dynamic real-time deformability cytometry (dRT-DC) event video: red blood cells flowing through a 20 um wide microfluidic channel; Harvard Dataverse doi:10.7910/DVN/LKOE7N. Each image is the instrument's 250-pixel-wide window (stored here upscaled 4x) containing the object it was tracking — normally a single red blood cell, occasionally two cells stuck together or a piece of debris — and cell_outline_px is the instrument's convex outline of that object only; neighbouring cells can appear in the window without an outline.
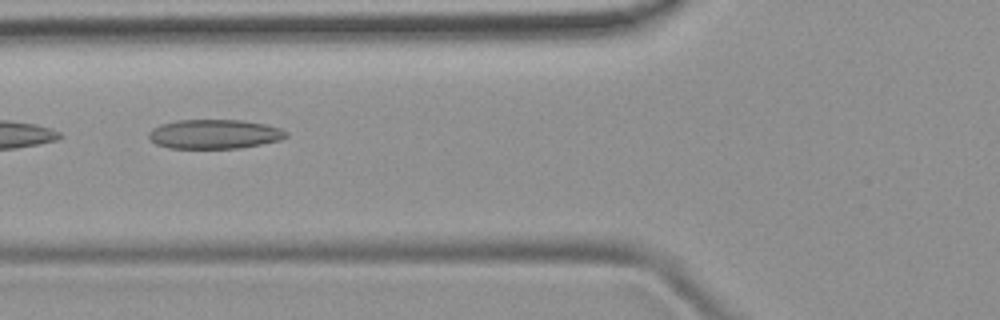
{"species": "common noctule bat (a hibernating species)", "species_latin": "Nyctalus noctula", "temperature_condition": "room temperature", "stored_images_in_passage": 3, "camera_frame_rate_fps": 3000, "um_per_image_px": 0.085, "animal": {"sex": "female", "body_mass_g": 19.9}, "frame": {"image": 1, "passage_image": 2, "time_ms": 1.0, "image_size_px": [1000, 320], "cell_outline_px": [[288, 136], [280, 140], [240, 148], [168, 148], [156, 144], [148, 136], [148, 132], [152, 128], [160, 124], [176, 120], [240, 120], [264, 124], [280, 128], [288, 132]], "centroid_in_image_um": [18.21, 11.4], "position_along_channel_um": 107.6, "area_um2": 23.47}}
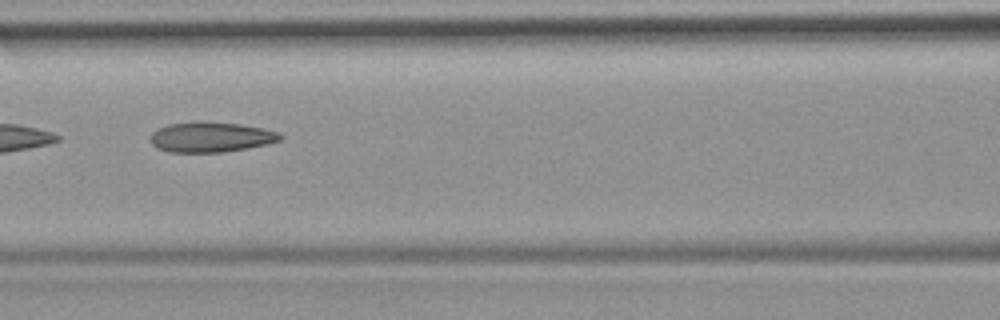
{"frame": {"image": 2, "passage_image": 3, "time_ms": 2.0, "image_size_px": [1000, 320], "cell_outline_px": [[284, 136], [280, 140], [268, 144], [224, 152], [168, 152], [156, 148], [148, 140], [152, 132], [168, 124], [240, 124], [264, 128], [280, 132]], "centroid_in_image_um": [17.95, 11.69], "position_along_channel_um": 148.7, "area_um2": 22.2}}